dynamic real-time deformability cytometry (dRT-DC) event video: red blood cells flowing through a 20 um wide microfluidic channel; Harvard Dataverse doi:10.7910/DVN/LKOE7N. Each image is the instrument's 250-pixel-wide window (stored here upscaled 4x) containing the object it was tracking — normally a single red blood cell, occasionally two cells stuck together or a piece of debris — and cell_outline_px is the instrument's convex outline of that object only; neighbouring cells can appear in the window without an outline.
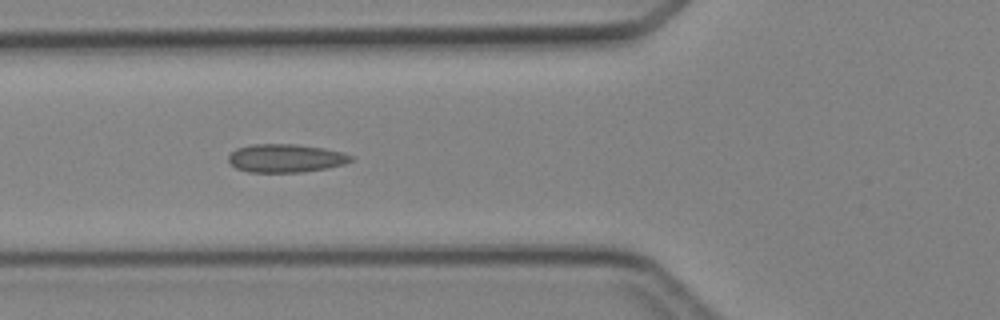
{"species": "Egyptian fruit bat (a non-hibernating species)", "species_latin": "Rousettus aegyptiacus", "temperature_condition": "cold", "stored_images_in_passage": 6, "camera_frame_rate_fps": 3000, "um_per_image_px": 0.085, "animal": {"sex": "female"}, "frame": {"image": 1, "passage_image": 5, "time_ms": 4.667, "image_size_px": [1000, 320], "cell_outline_px": [[352, 160], [344, 164], [324, 168], [300, 172], [248, 172], [236, 168], [228, 160], [228, 156], [236, 148], [252, 144], [296, 144], [324, 148], [344, 152], [352, 156]], "centroid_in_image_um": [24.27, 13.44], "position_along_channel_um": 101.5, "area_um2": 20.11}}
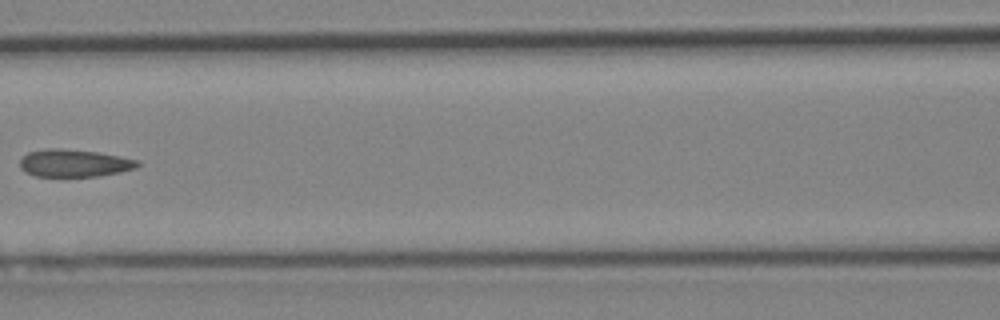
{"frame": {"image": 2, "passage_image": 6, "time_ms": 6.0, "image_size_px": [1000, 320], "cell_outline_px": [[140, 164], [136, 168], [120, 172], [100, 176], [36, 176], [24, 172], [20, 168], [20, 160], [28, 152], [48, 148], [60, 148], [96, 152], [120, 156], [140, 160]], "centroid_in_image_um": [6.32, 13.86], "position_along_channel_um": 160.3, "area_um2": 18.9}}